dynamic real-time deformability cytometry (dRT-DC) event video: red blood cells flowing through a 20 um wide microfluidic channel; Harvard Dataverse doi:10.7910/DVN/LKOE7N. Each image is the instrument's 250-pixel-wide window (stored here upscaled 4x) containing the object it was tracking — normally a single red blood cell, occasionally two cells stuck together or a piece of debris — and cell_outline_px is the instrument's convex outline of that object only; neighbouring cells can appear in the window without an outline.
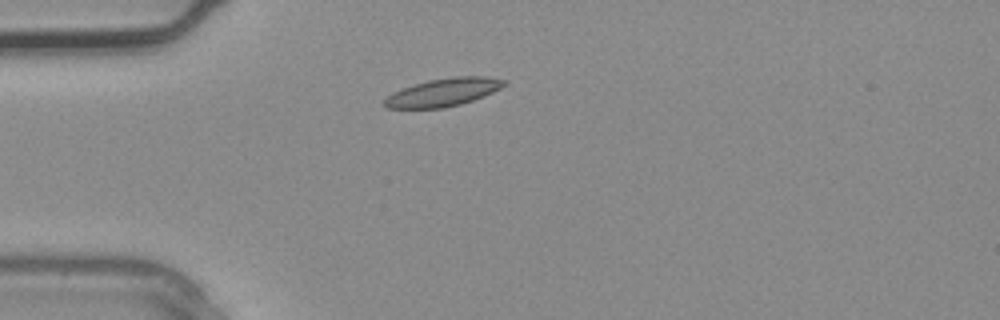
{"species": "common noctule bat (a hibernating species)", "species_latin": "Nyctalus noctula", "temperature_condition": "warm", "stored_images_in_passage": 2, "camera_frame_rate_fps": 3000, "um_per_image_px": 0.085, "animal": {"sex": "male", "body_mass_g": 20.4}, "frame": {"image": 1, "passage_image": 2, "time_ms": 0.333, "image_size_px": [1000, 320], "cell_outline_px": [[508, 80], [500, 88], [484, 96], [460, 104], [444, 108], [388, 108], [380, 104], [392, 92], [428, 80], [452, 76], [484, 76]], "centroid_in_image_um": [37.66, 7.84], "position_along_channel_um": 47.3, "area_um2": 19.42}}